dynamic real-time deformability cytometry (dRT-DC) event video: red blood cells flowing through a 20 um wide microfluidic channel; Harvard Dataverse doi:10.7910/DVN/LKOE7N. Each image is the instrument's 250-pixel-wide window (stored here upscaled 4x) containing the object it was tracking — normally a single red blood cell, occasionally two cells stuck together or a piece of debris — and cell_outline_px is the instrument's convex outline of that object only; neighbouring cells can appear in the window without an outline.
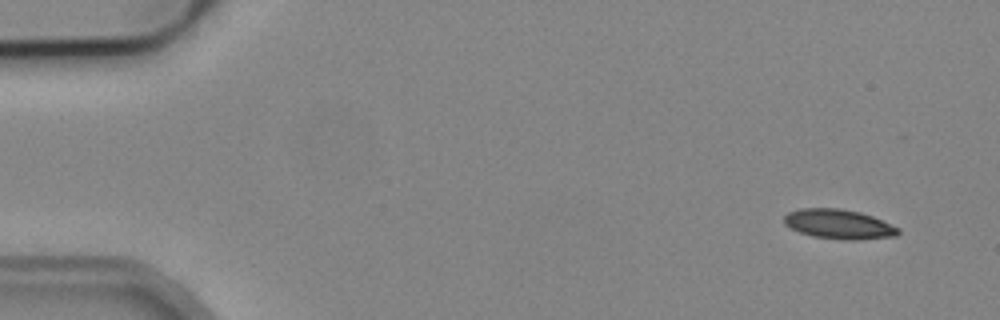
{"species": "common noctule bat (a hibernating species)", "species_latin": "Nyctalus noctula", "temperature_condition": "cold", "stored_images_in_passage": 7, "camera_frame_rate_fps": 3000, "um_per_image_px": 0.085, "animal": {"sex": "male", "body_mass_g": 19.2, "forearm_length_mm": 51.8}, "frame": {"image": 1, "passage_image": 1, "time_ms": 0.0, "image_size_px": [1000, 320], "cell_outline_px": [[900, 232], [896, 236], [860, 240], [844, 240], [812, 236], [800, 232], [784, 224], [784, 216], [788, 212], [800, 208], [840, 208], [860, 212], [872, 216], [900, 228]], "centroid_in_image_um": [71.31, 19.05], "position_along_channel_um": 13.7, "area_um2": 19.77}}
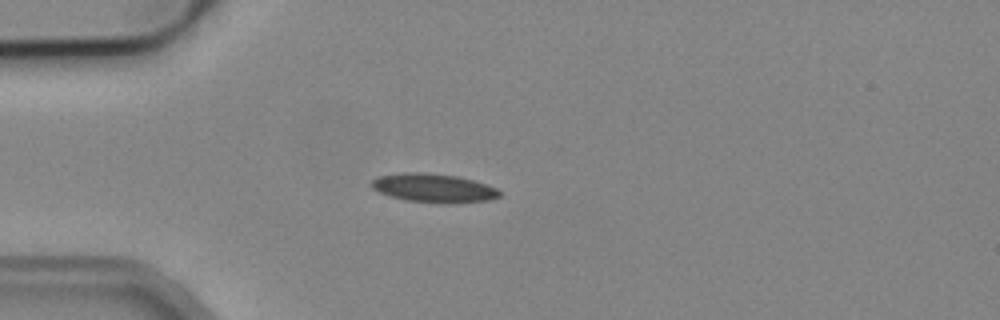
{"frame": {"image": 2, "passage_image": 4, "time_ms": 3.667, "image_size_px": [1000, 320], "cell_outline_px": [[500, 196], [488, 200], [456, 204], [440, 204], [404, 200], [388, 196], [372, 188], [372, 180], [376, 176], [404, 172], [420, 172], [456, 176], [472, 180], [496, 188], [500, 192]], "centroid_in_image_um": [36.82, 16.0], "position_along_channel_um": 48.2, "area_um2": 21.62}}